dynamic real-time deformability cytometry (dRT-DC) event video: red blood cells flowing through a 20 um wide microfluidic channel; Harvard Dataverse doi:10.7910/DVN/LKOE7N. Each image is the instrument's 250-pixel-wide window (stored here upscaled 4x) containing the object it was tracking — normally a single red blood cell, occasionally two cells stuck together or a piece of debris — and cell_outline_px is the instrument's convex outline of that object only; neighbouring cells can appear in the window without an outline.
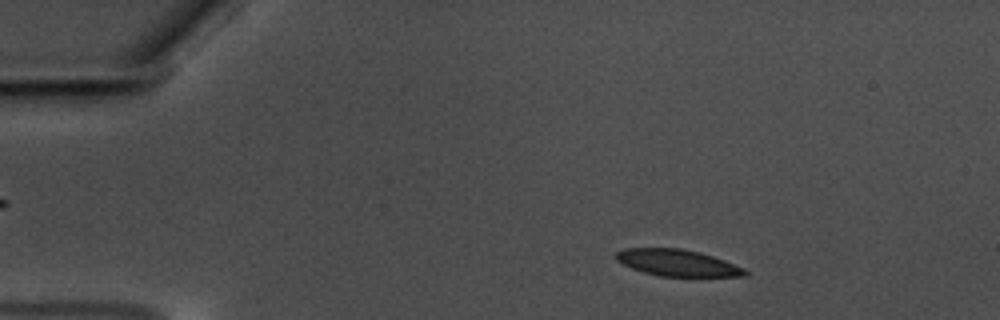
{"species": "common noctule bat (a hibernating species)", "species_latin": "Nyctalus noctula", "temperature_condition": "warm", "stored_images_in_passage": 56, "camera_frame_rate_fps": 3000, "um_per_image_px": 0.085, "animal": {"sex": "male", "body_mass_g": 17.5, "forearm_length_mm": 52.3}, "frame": {"image": 1, "passage_image": 8, "time_ms": 2.333, "image_size_px": [1000, 320], "cell_outline_px": [[748, 276], [660, 276], [644, 272], [632, 268], [616, 260], [616, 252], [624, 248], [680, 248], [700, 252], [724, 260], [744, 268], [748, 272]], "centroid_in_image_um": [57.58, 22.33], "position_along_channel_um": 27.4, "area_um2": 19.83}}
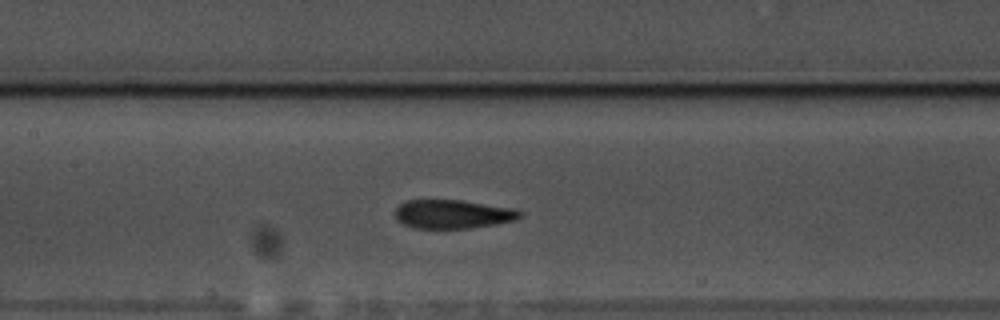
{"frame": {"image": 2, "passage_image": 26, "time_ms": 8.333, "image_size_px": [1000, 320], "cell_outline_px": [[524, 212], [516, 220], [496, 224], [472, 228], [412, 228], [404, 224], [396, 216], [396, 208], [400, 204], [408, 200], [460, 200], [512, 208]], "centroid_in_image_um": [38.51, 18.2], "position_along_channel_um": 168.9, "area_um2": 20.75}}
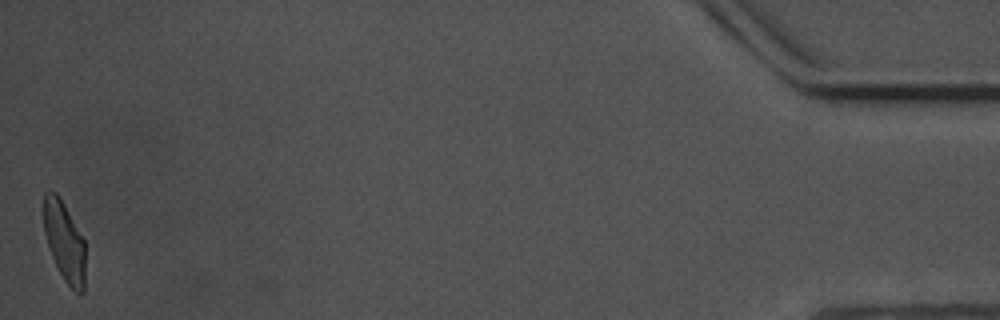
{"frame": {"image": 3, "passage_image": 56, "time_ms": 18.333, "image_size_px": [1000, 320], "cell_outline_px": [[84, 292], [76, 292], [64, 280], [52, 256], [44, 232], [44, 192], [48, 188], [56, 192], [84, 240]], "centroid_in_image_um": [5.46, 20.5], "position_along_channel_um": 429.7, "area_um2": 18.84}, "authors_computed_cell_mechanics": {"area_um2": 20.8947, "velocity_mm_per_s": 3.531, "shape_relaxation_time_tau1_ms": 5.1806, "shape_relaxation_time_tau2_ms": 1.7078, "deformation_change_tau1": 0.1435, "deformation_change_tau2": 0.0968}}